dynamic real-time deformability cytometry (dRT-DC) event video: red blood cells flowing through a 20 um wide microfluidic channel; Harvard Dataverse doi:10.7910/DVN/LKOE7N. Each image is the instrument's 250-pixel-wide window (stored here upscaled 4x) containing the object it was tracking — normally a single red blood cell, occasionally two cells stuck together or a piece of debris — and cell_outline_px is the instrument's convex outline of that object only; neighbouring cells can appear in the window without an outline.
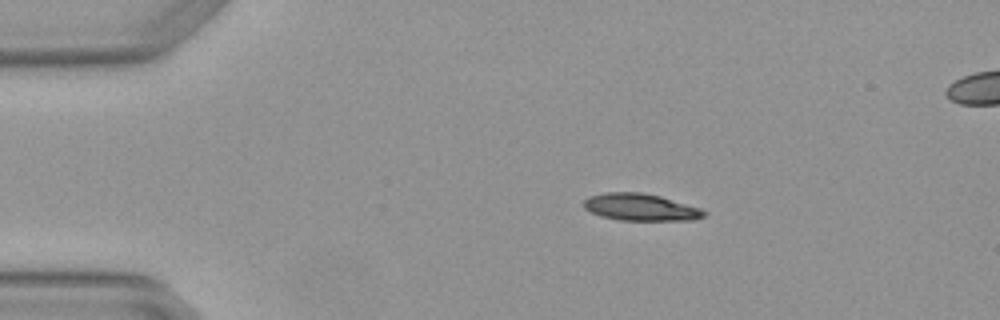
{"species": "Egyptian fruit bat (a non-hibernating species)", "species_latin": "Rousettus aegyptiacus", "temperature_condition": "warm", "stored_images_in_passage": 3, "camera_frame_rate_fps": 3000, "um_per_image_px": 0.085, "animal": {"sex": "female"}, "frame": {"image": 1, "passage_image": 1, "time_ms": 0.0, "image_size_px": [1000, 320], "cell_outline_px": [[708, 212], [704, 216], [696, 220], [620, 220], [604, 216], [592, 212], [584, 208], [584, 200], [588, 196], [604, 192], [644, 192], [660, 196], [700, 208]], "centroid_in_image_um": [54.46, 17.6], "position_along_channel_um": 30.5, "area_um2": 18.9}}